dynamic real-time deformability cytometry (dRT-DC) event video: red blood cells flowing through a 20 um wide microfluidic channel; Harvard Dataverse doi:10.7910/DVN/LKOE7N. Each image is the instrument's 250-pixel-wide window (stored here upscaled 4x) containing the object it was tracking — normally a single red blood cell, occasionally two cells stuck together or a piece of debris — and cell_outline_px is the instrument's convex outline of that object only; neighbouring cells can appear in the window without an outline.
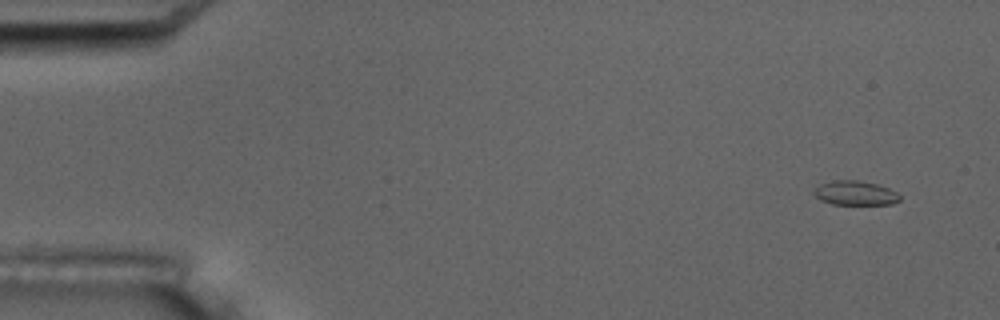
{"species": "common noctule bat (a hibernating species)", "species_latin": "Nyctalus noctula", "temperature_condition": "room temperature", "stored_images_in_passage": 7, "camera_frame_rate_fps": 3000, "um_per_image_px": 0.085, "animal": {"sex": "male", "body_mass_g": 17.5, "forearm_length_mm": 52.3}, "frame": {"image": 1, "passage_image": 1, "time_ms": 0.0, "image_size_px": [1000, 320], "cell_outline_px": [[900, 200], [892, 204], [832, 204], [820, 200], [812, 192], [820, 184], [836, 180], [856, 180], [876, 184], [888, 188], [896, 192], [900, 196]], "centroid_in_image_um": [72.69, 16.41], "position_along_channel_um": 12.3, "area_um2": 12.02}}
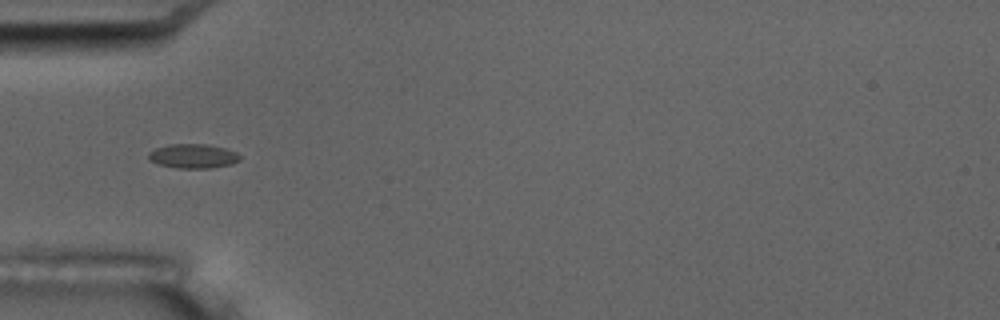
{"frame": {"image": 2, "passage_image": 5, "time_ms": 5.0, "image_size_px": [1000, 320], "cell_outline_px": [[240, 160], [232, 164], [212, 168], [176, 168], [160, 164], [148, 160], [148, 152], [156, 148], [168, 144], [208, 144], [224, 148], [236, 152], [240, 156]], "centroid_in_image_um": [16.41, 13.27], "position_along_channel_um": 68.6, "area_um2": 13.01}}